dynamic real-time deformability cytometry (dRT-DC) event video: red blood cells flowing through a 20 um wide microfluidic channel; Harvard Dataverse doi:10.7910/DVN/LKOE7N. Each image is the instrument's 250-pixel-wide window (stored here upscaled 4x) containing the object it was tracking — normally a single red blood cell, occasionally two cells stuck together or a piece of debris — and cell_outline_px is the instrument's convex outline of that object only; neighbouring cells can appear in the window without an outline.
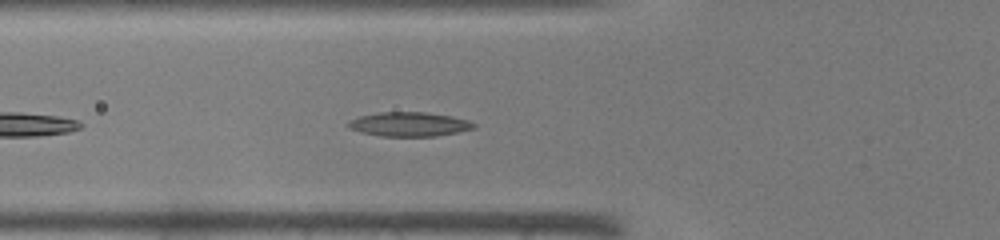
{"species": "common noctule bat (a hibernating species)", "species_latin": "Nyctalus noctula", "temperature_condition": "warm", "stored_images_in_passage": 24, "camera_frame_rate_fps": 3000, "um_per_image_px": 0.085, "animal": {"sex": "male", "body_mass_g": 19.0, "forearm_length_mm": 50.8}, "frame": {"image": 1, "passage_image": 5, "time_ms": 1.333, "image_size_px": [1000, 240], "cell_outline_px": [[476, 128], [436, 136], [380, 136], [360, 132], [348, 128], [348, 120], [360, 116], [380, 112], [424, 112], [452, 116], [468, 120], [476, 124]], "centroid_in_image_um": [34.77, 10.56], "position_along_channel_um": 91.0, "area_um2": 17.74}}
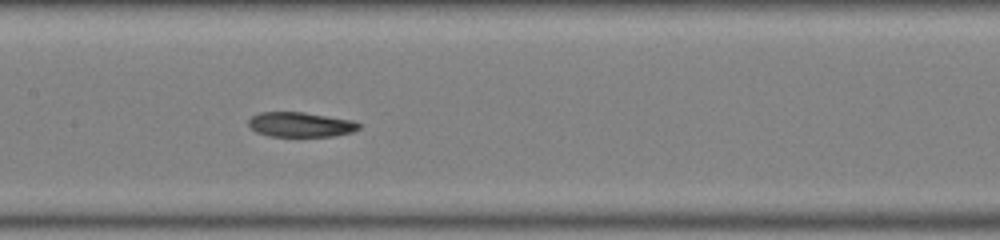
{"frame": {"image": 2, "passage_image": 11, "time_ms": 3.333, "image_size_px": [1000, 240], "cell_outline_px": [[360, 128], [352, 132], [336, 136], [268, 136], [256, 132], [248, 124], [248, 120], [252, 116], [260, 112], [304, 112], [352, 120], [360, 124]], "centroid_in_image_um": [25.54, 10.59], "position_along_channel_um": 181.9, "area_um2": 15.95}}
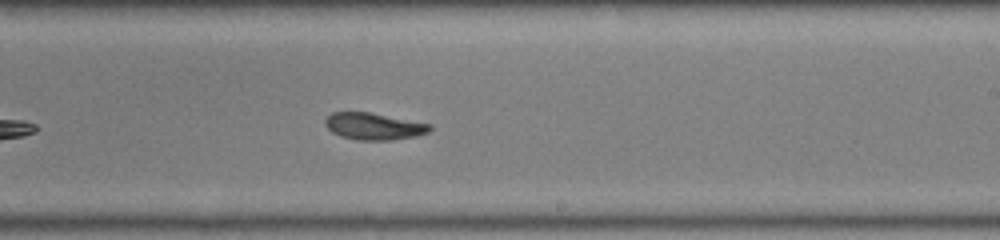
{"frame": {"image": 3, "passage_image": 16, "time_ms": 5.0, "image_size_px": [1000, 240], "cell_outline_px": [[432, 128], [428, 132], [416, 136], [392, 140], [356, 140], [340, 136], [332, 132], [324, 124], [324, 120], [332, 112], [368, 112], [432, 124]], "centroid_in_image_um": [31.77, 10.74], "position_along_channel_um": 257.2, "area_um2": 16.42}}